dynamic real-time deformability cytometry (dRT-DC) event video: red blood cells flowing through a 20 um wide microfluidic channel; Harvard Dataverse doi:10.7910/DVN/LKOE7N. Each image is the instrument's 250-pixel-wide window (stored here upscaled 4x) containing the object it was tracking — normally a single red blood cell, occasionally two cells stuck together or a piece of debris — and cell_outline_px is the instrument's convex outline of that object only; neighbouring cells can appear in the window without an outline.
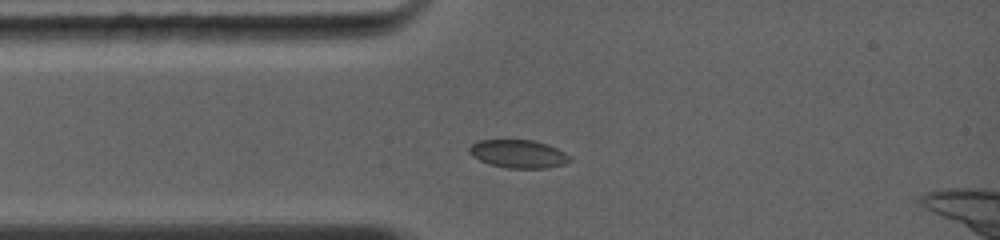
{"species": "common noctule bat (a hibernating species)", "species_latin": "Nyctalus noctula", "temperature_condition": "warm", "stored_images_in_passage": 19, "camera_frame_rate_fps": 5000, "um_per_image_px": 0.085, "animal": {"sex": "female", "body_mass_g": 19.0, "forearm_length_mm": 56.7}, "frame": {"image": 1, "passage_image": 1, "time_ms": 0.0, "image_size_px": [1000, 240], "cell_outline_px": [[572, 160], [564, 164], [548, 168], [508, 168], [488, 164], [472, 156], [468, 152], [468, 148], [472, 144], [480, 140], [532, 140], [548, 144], [564, 152]], "centroid_in_image_um": [44.04, 13.08], "position_along_channel_um": 41.0, "area_um2": 16.47}}
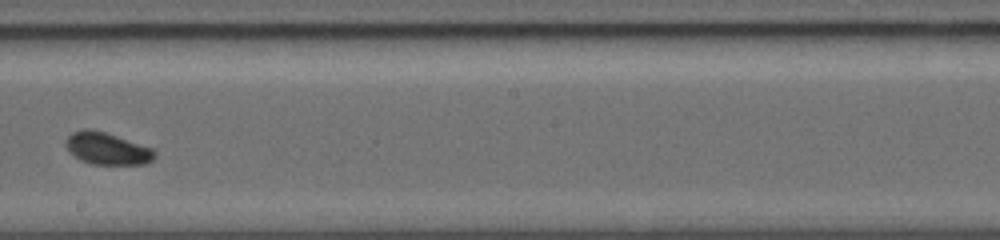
{"frame": {"image": 2, "passage_image": 11, "time_ms": 4.6, "image_size_px": [1000, 240], "cell_outline_px": [[156, 156], [152, 160], [144, 164], [92, 164], [80, 160], [72, 156], [68, 152], [64, 144], [68, 136], [72, 132], [84, 128], [92, 128], [152, 148], [156, 152]], "centroid_in_image_um": [9.05, 12.63], "position_along_channel_um": 239.1, "area_um2": 16.7}}
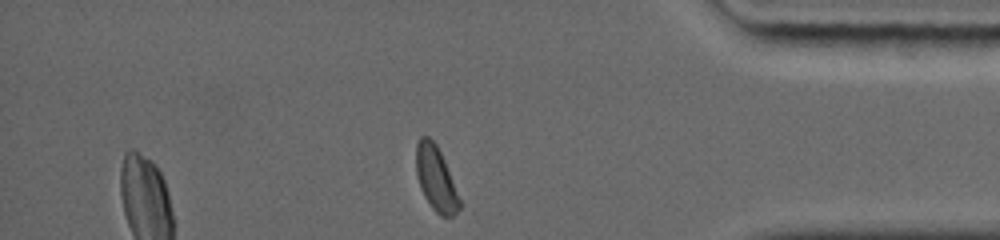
{"frame": {"image": 3, "passage_image": 19, "time_ms": 8.8, "image_size_px": [1000, 240], "cell_outline_px": [[460, 208], [452, 216], [440, 216], [432, 208], [424, 196], [420, 188], [416, 176], [416, 144], [420, 136], [428, 136], [436, 144], [444, 160], [460, 200]], "centroid_in_image_um": [37.02, 15.17], "position_along_channel_um": 398.2, "area_um2": 16.13}, "authors_computed_cell_mechanics": {"area_um2": 16.4152, "velocity_mm_per_s": 4.3703, "shape_relaxation_time_tau1_ms": 1.5025, "shape_relaxation_time_tau2_ms": null, "deformation_change_tau1": 0.0599, "deformation_change_tau2": null}}